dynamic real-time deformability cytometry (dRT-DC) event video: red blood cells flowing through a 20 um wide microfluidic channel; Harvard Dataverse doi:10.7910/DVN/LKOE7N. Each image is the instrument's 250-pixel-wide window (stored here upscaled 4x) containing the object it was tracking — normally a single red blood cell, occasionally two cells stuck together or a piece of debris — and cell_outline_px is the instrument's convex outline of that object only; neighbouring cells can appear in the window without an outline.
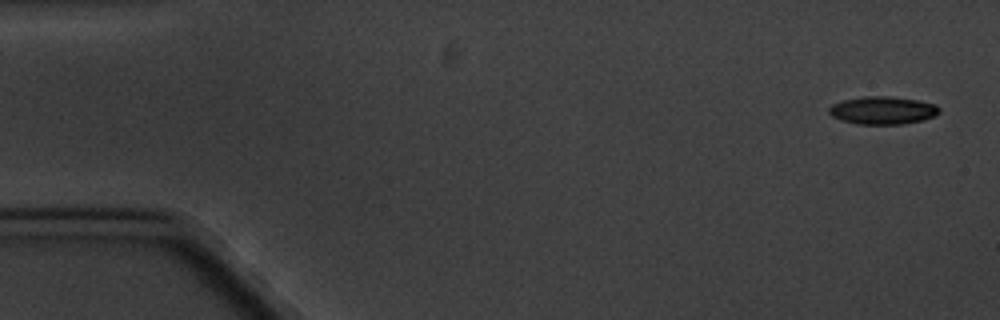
{"species": "common noctule bat (a hibernating species)", "species_latin": "Nyctalus noctula", "temperature_condition": "cold", "stored_images_in_passage": 5, "camera_frame_rate_fps": 3000, "um_per_image_px": 0.085, "animal": {"sex": "male", "body_mass_g": 20.1, "forearm_length_mm": 53.5}, "frame": {"image": 1, "passage_image": 1, "time_ms": 0.0, "image_size_px": [1000, 320], "cell_outline_px": [[940, 112], [936, 116], [924, 120], [904, 124], [856, 124], [840, 120], [832, 116], [828, 112], [828, 108], [832, 104], [844, 100], [864, 96], [888, 96], [916, 100], [936, 104], [940, 108]], "centroid_in_image_um": [75.04, 9.39], "position_along_channel_um": 10.0, "area_um2": 18.03}}
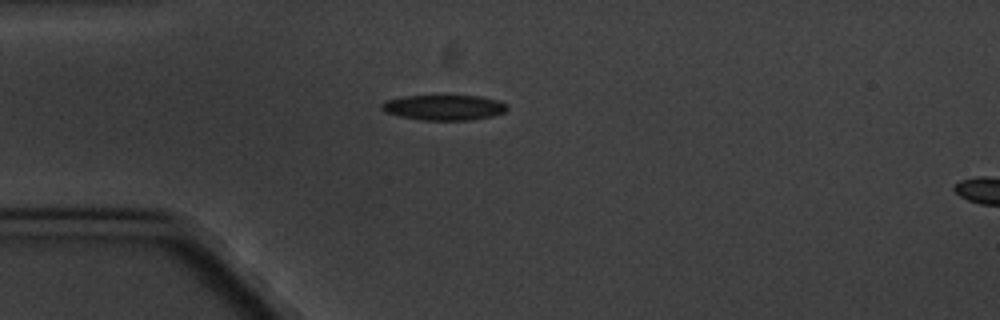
{"frame": {"image": 2, "passage_image": 4, "time_ms": 4.333, "image_size_px": [1000, 320], "cell_outline_px": [[508, 108], [504, 112], [492, 116], [472, 120], [420, 120], [400, 116], [384, 112], [380, 108], [380, 104], [384, 100], [404, 96], [480, 96], [496, 100], [508, 104]], "centroid_in_image_um": [37.7, 9.14], "position_along_channel_um": 47.3, "area_um2": 18.61}}